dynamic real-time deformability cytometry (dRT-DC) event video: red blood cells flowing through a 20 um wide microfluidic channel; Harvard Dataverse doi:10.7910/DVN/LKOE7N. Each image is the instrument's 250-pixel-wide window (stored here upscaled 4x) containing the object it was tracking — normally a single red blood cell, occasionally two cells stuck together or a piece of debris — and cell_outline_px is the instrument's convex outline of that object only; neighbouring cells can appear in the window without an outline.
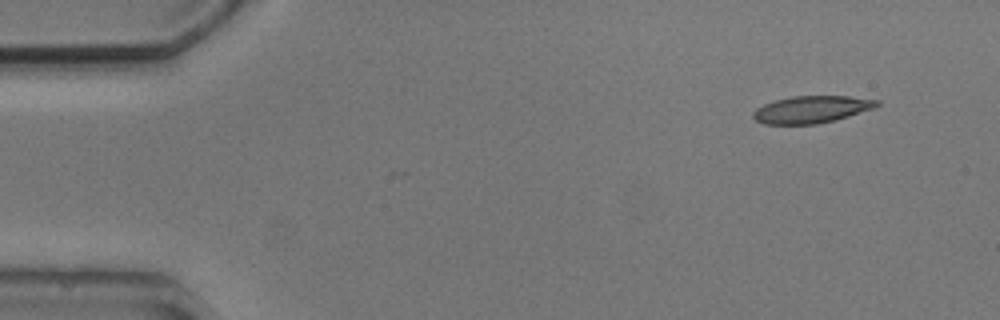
{"species": "common noctule bat (a hibernating species)", "species_latin": "Nyctalus noctula", "temperature_condition": "cold", "stored_images_in_passage": 5, "segment_of_instrument_passage": [1, 2], "camera_frame_rate_fps": 3000, "um_per_image_px": 0.085, "animal": {"sex": "male", "body_mass_g": 20.5, "forearm_length_mm": 52.5}, "frame": {"image": 1, "passage_image": 1, "time_ms": 0.0, "image_size_px": [1000, 320], "cell_outline_px": [[880, 104], [872, 108], [848, 116], [816, 124], [764, 124], [756, 120], [752, 116], [752, 112], [756, 108], [764, 104], [776, 100], [792, 96], [848, 96], [880, 100]], "centroid_in_image_um": [68.95, 9.29], "position_along_channel_um": 16.1, "area_um2": 19.36}}